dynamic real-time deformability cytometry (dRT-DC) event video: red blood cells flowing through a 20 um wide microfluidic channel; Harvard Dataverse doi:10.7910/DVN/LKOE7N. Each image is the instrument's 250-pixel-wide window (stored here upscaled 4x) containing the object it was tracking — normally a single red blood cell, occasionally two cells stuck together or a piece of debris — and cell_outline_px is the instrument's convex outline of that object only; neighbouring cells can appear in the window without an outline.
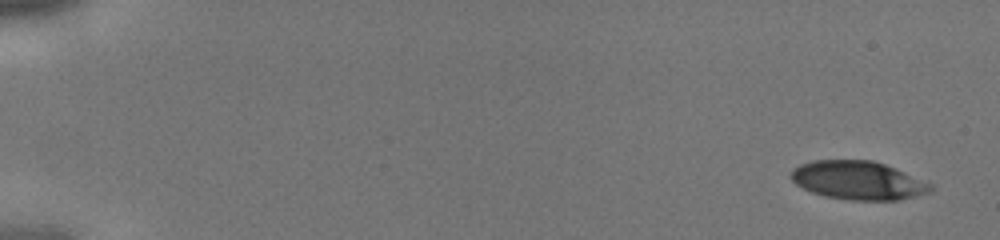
{"species": "human", "species_latin": "Homo sapiens", "temperature_condition": "cold", "stored_images_in_passage": 8, "camera_frame_rate_fps": 3000, "um_per_image_px": 0.085, "donor": {"sex": "male"}, "frame": {"image": 1, "passage_image": 1, "time_ms": 0.0, "image_size_px": [1000, 240], "cell_outline_px": [[932, 192], [900, 200], [848, 200], [824, 196], [812, 192], [796, 184], [792, 180], [792, 168], [800, 164], [812, 160], [872, 160], [896, 168], [932, 184]], "centroid_in_image_um": [72.95, 15.33], "position_along_channel_um": 12.0, "area_um2": 31.39}}
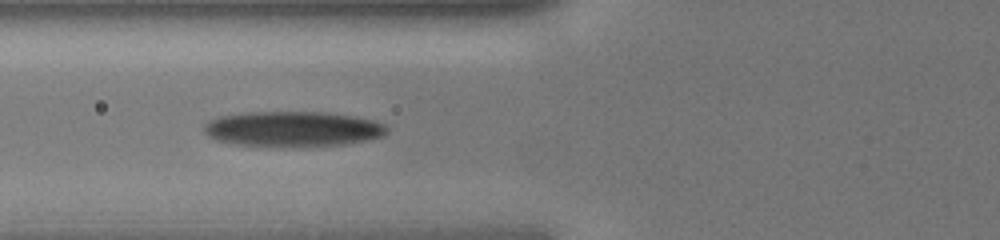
{"frame": {"image": 2, "passage_image": 6, "time_ms": 1.667, "image_size_px": [1000, 240], "cell_outline_px": [[388, 132], [384, 136], [344, 144], [236, 144], [216, 140], [208, 136], [204, 132], [204, 124], [208, 120], [220, 116], [244, 112], [328, 112], [352, 116], [372, 120], [384, 124], [388, 128]], "centroid_in_image_um": [24.87, 10.91], "position_along_channel_um": 100.9, "area_um2": 36.53}}
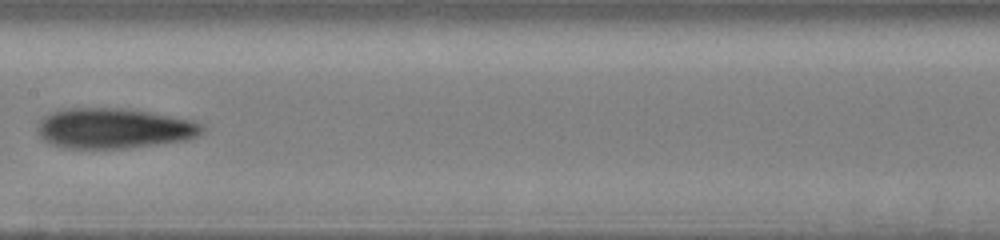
{"frame": {"image": 3, "passage_image": 8, "time_ms": 2.333, "image_size_px": [1000, 240], "cell_outline_px": [[204, 132], [188, 140], [128, 148], [64, 148], [52, 144], [44, 140], [36, 132], [36, 128], [40, 120], [44, 116], [52, 112], [68, 108], [120, 108], [148, 112], [192, 120], [204, 124]], "centroid_in_image_um": [9.68, 10.91], "position_along_channel_um": 197.7, "area_um2": 38.73}}